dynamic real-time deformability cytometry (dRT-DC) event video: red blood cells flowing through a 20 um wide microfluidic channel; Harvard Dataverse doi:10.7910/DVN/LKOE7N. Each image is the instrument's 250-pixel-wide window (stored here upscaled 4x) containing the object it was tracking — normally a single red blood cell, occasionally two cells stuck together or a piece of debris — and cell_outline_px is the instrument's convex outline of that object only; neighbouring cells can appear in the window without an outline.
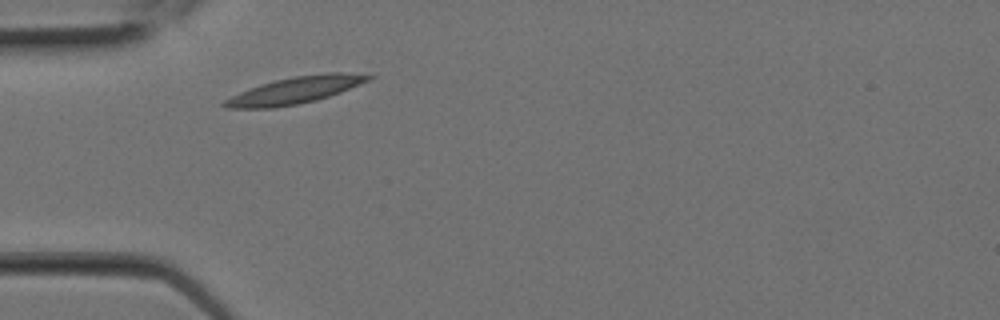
{"species": "Egyptian fruit bat (a non-hibernating species)", "species_latin": "Rousettus aegyptiacus", "temperature_condition": "room temperature", "stored_images_in_passage": 5, "camera_frame_rate_fps": 3000, "um_per_image_px": 0.085, "animal": {"sex": "female"}, "frame": {"image": 1, "passage_image": 1, "time_ms": 0.0, "image_size_px": [1000, 320], "cell_outline_px": [[376, 76], [372, 80], [340, 92], [316, 100], [276, 108], [224, 108], [220, 104], [224, 100], [240, 92], [276, 80], [292, 76], [328, 72], [344, 72]], "centroid_in_image_um": [25.13, 7.67], "position_along_channel_um": 59.9, "area_um2": 22.37}}
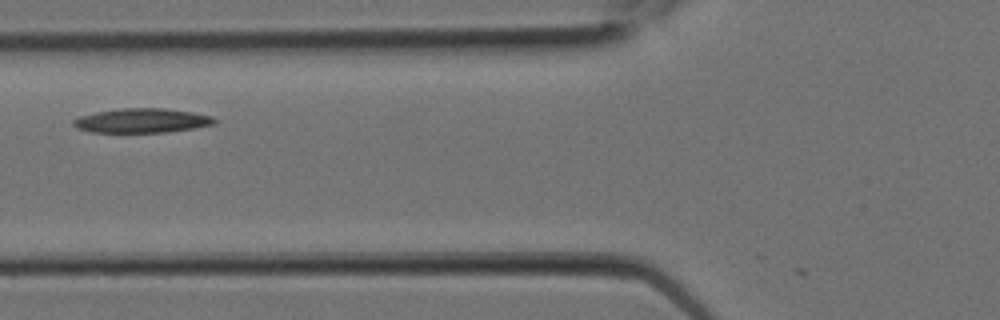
{"frame": {"image": 2, "passage_image": 3, "time_ms": 0.667, "image_size_px": [1000, 320], "cell_outline_px": [[220, 120], [216, 124], [196, 128], [164, 132], [92, 132], [76, 128], [72, 124], [72, 120], [80, 116], [96, 112], [120, 108], [164, 108], [192, 112], [212, 116]], "centroid_in_image_um": [12.1, 10.25], "position_along_channel_um": 113.7, "area_um2": 20.17}}
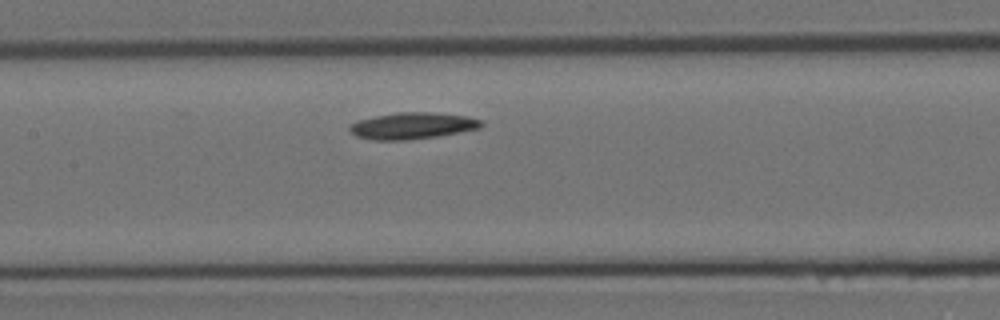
{"frame": {"image": 3, "passage_image": 5, "time_ms": 1.333, "image_size_px": [1000, 320], "cell_outline_px": [[484, 124], [480, 128], [436, 136], [404, 140], [376, 140], [356, 136], [348, 128], [348, 124], [356, 120], [396, 112], [428, 112], [468, 116], [484, 120]], "centroid_in_image_um": [35.05, 10.68], "position_along_channel_um": 172.4, "area_um2": 20.35}}